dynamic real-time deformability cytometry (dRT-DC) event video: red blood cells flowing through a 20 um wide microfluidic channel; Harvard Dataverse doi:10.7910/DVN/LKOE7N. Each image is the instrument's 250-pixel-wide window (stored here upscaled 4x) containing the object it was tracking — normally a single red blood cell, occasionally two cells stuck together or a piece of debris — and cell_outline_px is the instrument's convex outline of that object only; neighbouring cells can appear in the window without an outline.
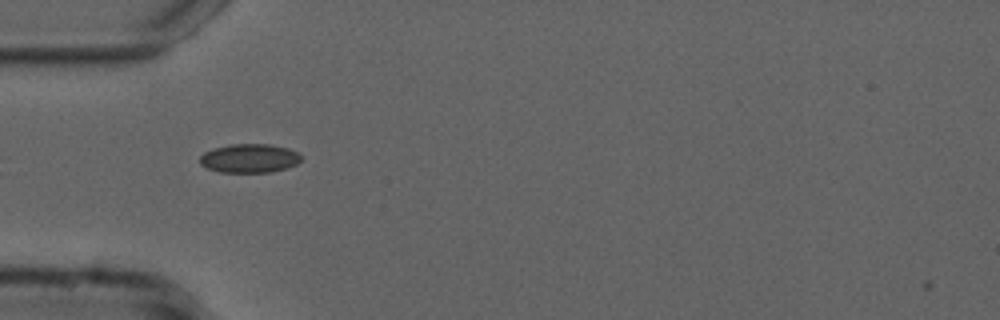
{"species": "common noctule bat (a hibernating species)", "species_latin": "Nyctalus noctula", "temperature_condition": "cold", "stored_images_in_passage": 7, "camera_frame_rate_fps": 3000, "um_per_image_px": 0.085, "animal": {"sex": "male", "forearm_length_mm": 52.5}, "frame": {"image": 1, "passage_image": 2, "time_ms": 0.333, "image_size_px": [1000, 320], "cell_outline_px": [[300, 160], [296, 164], [288, 168], [272, 172], [220, 172], [208, 168], [200, 164], [200, 156], [204, 152], [212, 148], [232, 144], [268, 144], [288, 148], [296, 152], [300, 156]], "centroid_in_image_um": [21.18, 13.45], "position_along_channel_um": 63.8, "area_um2": 16.99}}
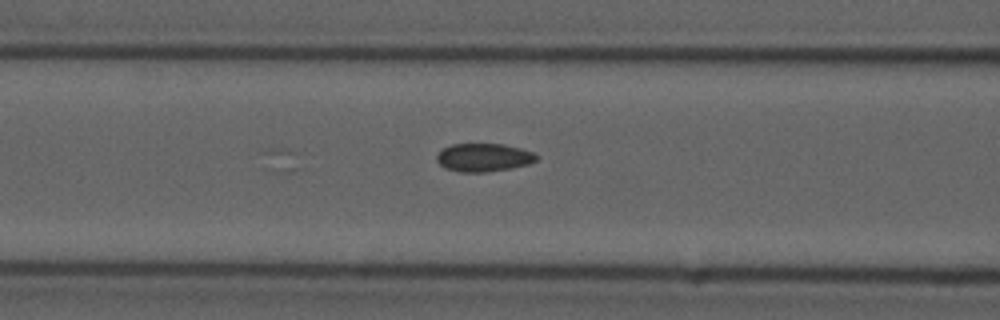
{"frame": {"image": 2, "passage_image": 7, "time_ms": 2.0, "image_size_px": [1000, 320], "cell_outline_px": [[540, 156], [536, 160], [528, 164], [512, 168], [484, 172], [460, 172], [444, 168], [436, 160], [436, 156], [444, 148], [452, 144], [504, 144], [520, 148], [532, 152]], "centroid_in_image_um": [41.12, 13.39], "position_along_channel_um": 125.5, "area_um2": 16.36}}